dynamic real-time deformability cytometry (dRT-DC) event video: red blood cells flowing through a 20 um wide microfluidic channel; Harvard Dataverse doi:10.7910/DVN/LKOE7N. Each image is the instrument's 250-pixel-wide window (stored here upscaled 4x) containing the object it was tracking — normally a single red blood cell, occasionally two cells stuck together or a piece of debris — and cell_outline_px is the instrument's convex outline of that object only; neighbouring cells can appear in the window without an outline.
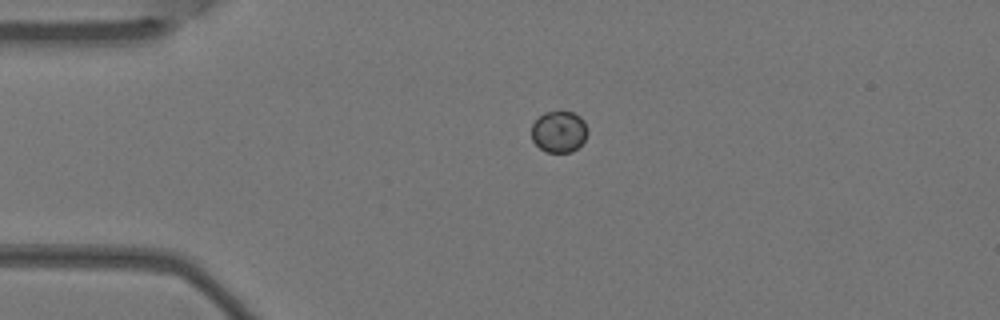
{"species": "Egyptian fruit bat (a non-hibernating species)", "species_latin": "Rousettus aegyptiacus", "temperature_condition": "warm", "stored_images_in_passage": 4, "camera_frame_rate_fps": 3000, "um_per_image_px": 0.085, "animal": {"sex": "female"}, "frame": {"image": 1, "passage_image": 3, "time_ms": 0.667, "image_size_px": [1000, 320], "cell_outline_px": [[588, 132], [584, 140], [572, 152], [544, 152], [532, 140], [532, 124], [544, 112], [572, 112], [580, 116], [584, 120], [588, 128]], "centroid_in_image_um": [47.52, 11.2], "position_along_channel_um": 37.5, "area_um2": 13.53}}
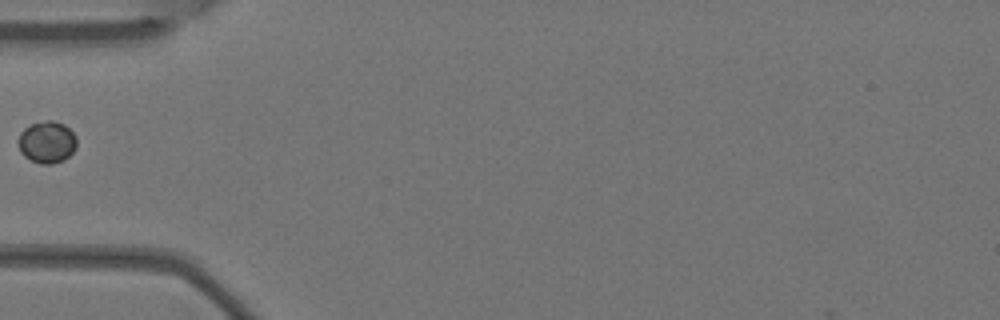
{"frame": {"image": 2, "passage_image": 4, "time_ms": 1.0, "image_size_px": [1000, 320], "cell_outline_px": [[76, 148], [64, 160], [52, 164], [40, 164], [24, 156], [20, 152], [20, 132], [24, 128], [32, 124], [48, 120], [52, 120], [64, 124], [76, 136]], "centroid_in_image_um": [4.01, 12.08], "position_along_channel_um": 81.0, "area_um2": 14.1}}